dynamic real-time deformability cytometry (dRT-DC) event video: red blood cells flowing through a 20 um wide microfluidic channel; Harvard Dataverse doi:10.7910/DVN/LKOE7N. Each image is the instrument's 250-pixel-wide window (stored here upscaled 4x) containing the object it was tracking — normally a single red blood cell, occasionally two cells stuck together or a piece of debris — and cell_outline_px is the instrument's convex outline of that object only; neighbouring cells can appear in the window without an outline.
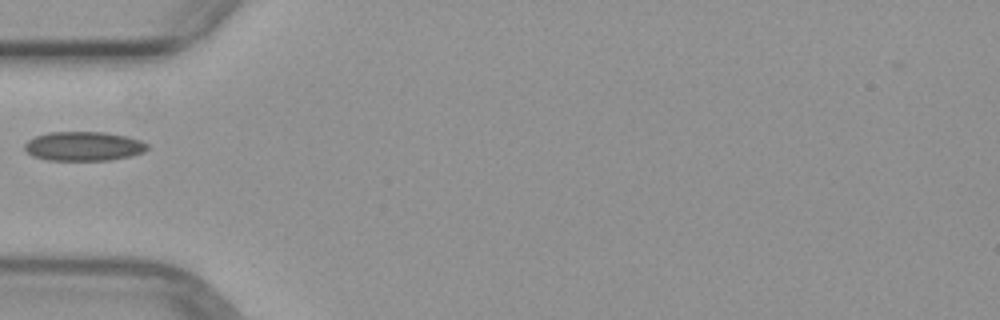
{"species": "common noctule bat (a hibernating species)", "species_latin": "Nyctalus noctula", "temperature_condition": "warm", "stored_images_in_passage": 5, "camera_frame_rate_fps": 3000, "um_per_image_px": 0.085, "animal": {"sex": "female", "body_mass_g": 29.2, "forearm_length_mm": 56.3}, "frame": {"image": 1, "passage_image": 4, "time_ms": 3.667, "image_size_px": [1000, 320], "cell_outline_px": [[148, 148], [144, 152], [132, 156], [108, 160], [48, 160], [32, 156], [24, 148], [24, 144], [28, 140], [36, 136], [48, 132], [108, 132], [128, 136], [140, 140], [148, 144]], "centroid_in_image_um": [7.13, 12.42], "position_along_channel_um": 77.9, "area_um2": 21.04}}
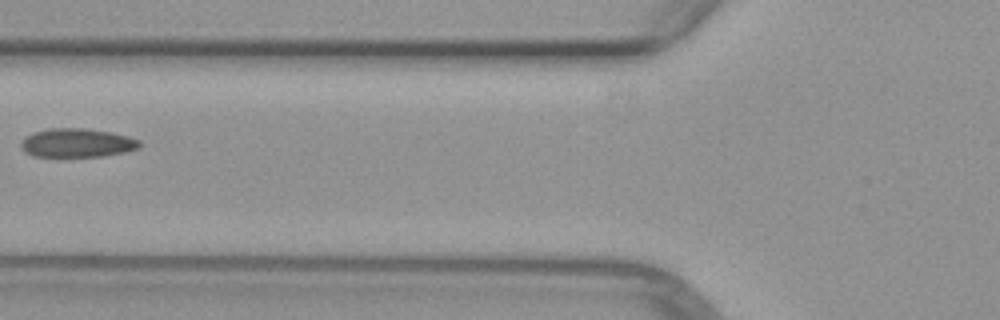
{"frame": {"image": 2, "passage_image": 5, "time_ms": 4.667, "image_size_px": [1000, 320], "cell_outline_px": [[140, 144], [136, 148], [124, 152], [104, 156], [32, 156], [24, 152], [20, 144], [24, 136], [32, 132], [48, 128], [84, 128], [112, 132], [128, 136], [140, 140]], "centroid_in_image_um": [6.5, 12.13], "position_along_channel_um": 119.3, "area_um2": 19.94}}